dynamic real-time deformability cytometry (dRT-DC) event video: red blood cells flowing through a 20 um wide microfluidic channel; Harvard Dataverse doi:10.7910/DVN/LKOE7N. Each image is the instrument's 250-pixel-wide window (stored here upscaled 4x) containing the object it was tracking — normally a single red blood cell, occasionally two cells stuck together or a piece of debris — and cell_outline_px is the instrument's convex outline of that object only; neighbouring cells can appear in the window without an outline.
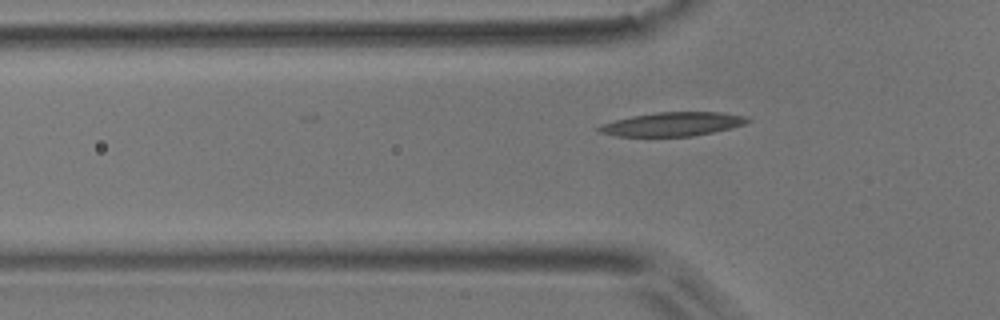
{"species": "common noctule bat (a hibernating species)", "species_latin": "Nyctalus noctula", "temperature_condition": "room temperature", "stored_images_in_passage": 33, "camera_frame_rate_fps": 3000, "um_per_image_px": 0.085, "animal": {"sex": "male", "body_mass_g": 17.9}, "frame": {"image": 1, "passage_image": 2, "time_ms": 0.333, "image_size_px": [1000, 320], "cell_outline_px": [[752, 120], [744, 124], [732, 128], [692, 136], [616, 136], [596, 132], [596, 128], [600, 124], [632, 116], [656, 112], [724, 112], [748, 116]], "centroid_in_image_um": [57.17, 10.55], "position_along_channel_um": 68.6, "area_um2": 20.81}}
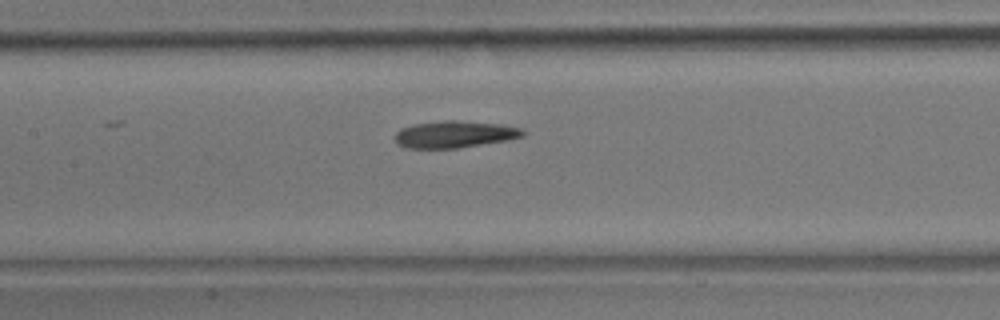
{"frame": {"image": 2, "passage_image": 10, "time_ms": 3.0, "image_size_px": [1000, 320], "cell_outline_px": [[524, 136], [508, 140], [460, 148], [404, 148], [396, 144], [396, 132], [400, 128], [412, 124], [444, 120], [456, 120], [500, 124], [520, 128], [524, 132]], "centroid_in_image_um": [38.61, 11.42], "position_along_channel_um": 168.8, "area_um2": 20.17}}
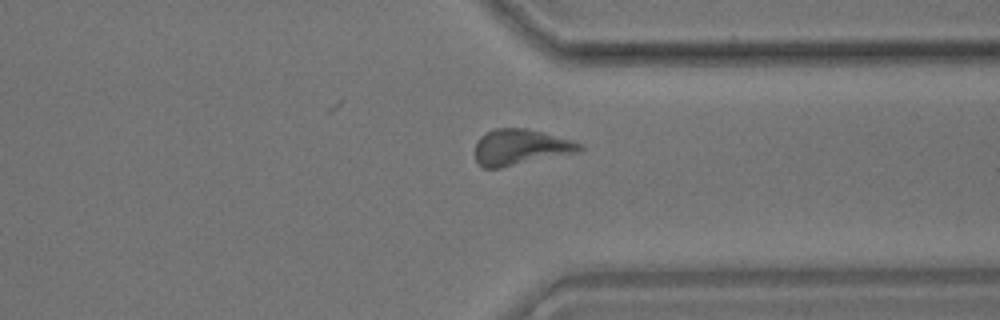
{"frame": {"image": 3, "passage_image": 26, "time_ms": 8.333, "image_size_px": [1000, 320], "cell_outline_px": [[584, 148], [580, 152], [500, 168], [484, 168], [476, 160], [476, 140], [480, 136], [492, 128], [524, 128], [572, 140], [584, 144]], "centroid_in_image_um": [44.26, 12.51], "position_along_channel_um": 367.1, "area_um2": 21.91}, "authors_computed_cell_mechanics": {"area_um2": 20.6346, "velocity_mm_per_s": 3.729, "shape_relaxation_time_tau1_ms": 4.0555, "shape_relaxation_time_tau2_ms": 5.0321, "deformation_change_tau1": 0.1214, "deformation_change_tau2": 0.1543}}